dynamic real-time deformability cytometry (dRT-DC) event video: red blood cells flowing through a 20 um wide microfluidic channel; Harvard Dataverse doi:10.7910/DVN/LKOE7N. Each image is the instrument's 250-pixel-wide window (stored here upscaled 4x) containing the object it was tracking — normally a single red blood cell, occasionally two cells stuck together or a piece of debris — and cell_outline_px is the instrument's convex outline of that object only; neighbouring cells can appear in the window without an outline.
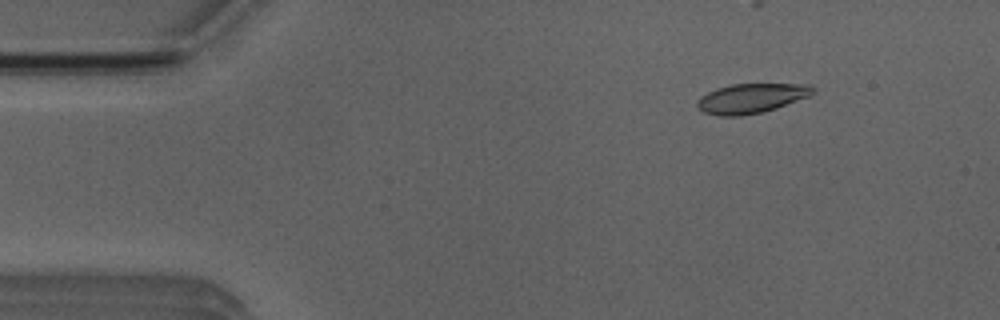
{"species": "Egyptian fruit bat (a non-hibernating species)", "species_latin": "Rousettus aegyptiacus", "temperature_condition": "room temperature", "stored_images_in_passage": 4, "camera_frame_rate_fps": 3000, "um_per_image_px": 0.085, "animal": {"sex": "male"}, "frame": {"image": 1, "passage_image": 2, "time_ms": 2.0, "image_size_px": [1000, 320], "cell_outline_px": [[816, 88], [808, 96], [776, 108], [764, 112], [740, 116], [720, 116], [704, 112], [696, 104], [696, 100], [700, 96], [716, 88], [732, 84], [812, 84]], "centroid_in_image_um": [63.84, 8.35], "position_along_channel_um": 21.2, "area_um2": 19.94}}